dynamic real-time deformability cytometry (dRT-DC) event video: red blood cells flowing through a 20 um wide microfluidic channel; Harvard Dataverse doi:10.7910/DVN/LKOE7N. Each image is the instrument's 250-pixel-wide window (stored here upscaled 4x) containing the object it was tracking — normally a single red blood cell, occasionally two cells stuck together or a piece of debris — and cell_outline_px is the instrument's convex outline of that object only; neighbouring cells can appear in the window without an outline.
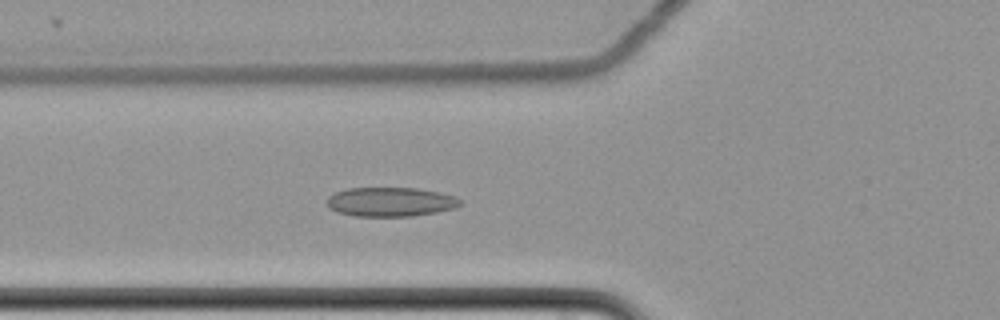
{"species": "common noctule bat (a hibernating species)", "species_latin": "Nyctalus noctula", "temperature_condition": "cold", "stored_images_in_passage": 61, "camera_frame_rate_fps": 3000, "um_per_image_px": 0.085, "animal": {"sex": "female", "body_mass_g": 22.7, "forearm_length_mm": 54.2}, "frame": {"image": 1, "passage_image": 24, "time_ms": 7.667, "image_size_px": [1000, 320], "cell_outline_px": [[464, 200], [456, 208], [436, 212], [412, 216], [352, 216], [336, 212], [328, 208], [328, 196], [336, 192], [348, 188], [416, 188], [440, 192], [456, 196]], "centroid_in_image_um": [33.22, 17.16], "position_along_channel_um": 92.6, "area_um2": 22.89}}
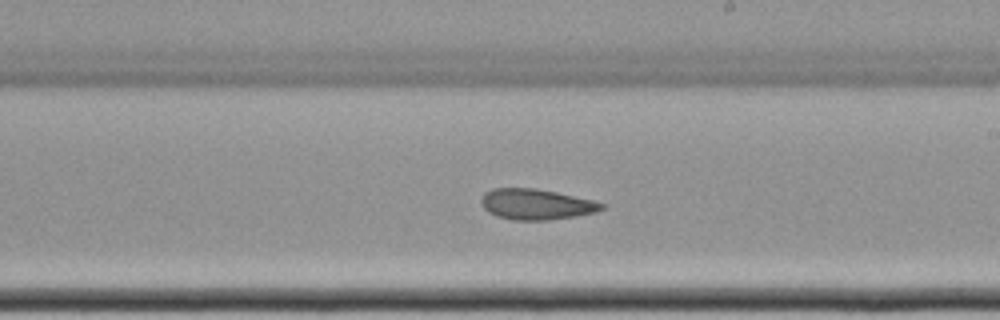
{"frame": {"image": 2, "passage_image": 37, "time_ms": 12.0, "image_size_px": [1000, 320], "cell_outline_px": [[604, 208], [596, 212], [576, 216], [548, 220], [512, 220], [496, 216], [488, 212], [484, 208], [480, 200], [484, 192], [492, 188], [536, 188], [556, 192], [592, 200], [604, 204]], "centroid_in_image_um": [45.54, 17.36], "position_along_channel_um": 243.5, "area_um2": 21.56}}
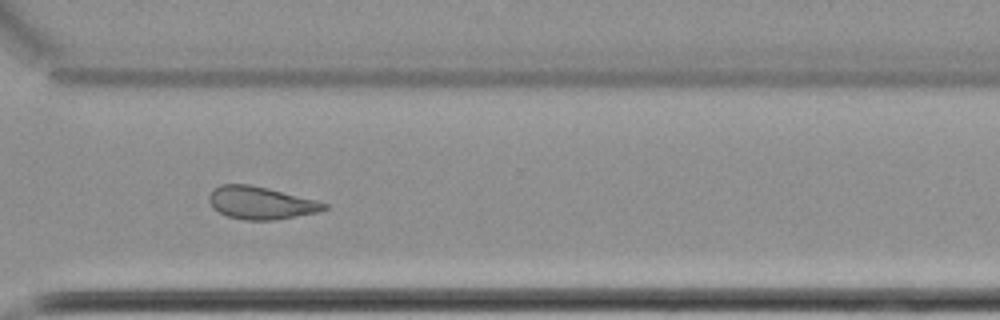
{"frame": {"image": 3, "passage_image": 46, "time_ms": 15.0, "image_size_px": [1000, 320], "cell_outline_px": [[328, 208], [320, 212], [276, 220], [244, 220], [228, 216], [212, 208], [208, 200], [208, 196], [212, 188], [220, 184], [248, 184], [268, 188], [316, 200], [328, 204]], "centroid_in_image_um": [22.15, 17.24], "position_along_channel_um": 348.4, "area_um2": 22.08}, "authors_computed_cell_mechanics": {"area_um2": 23.0044, "velocity_mm_per_s": 3.4865, "shape_relaxation_time_tau1_ms": null, "shape_relaxation_time_tau2_ms": 5.6199, "deformation_change_tau1": null, "deformation_change_tau2": 0.1106}}